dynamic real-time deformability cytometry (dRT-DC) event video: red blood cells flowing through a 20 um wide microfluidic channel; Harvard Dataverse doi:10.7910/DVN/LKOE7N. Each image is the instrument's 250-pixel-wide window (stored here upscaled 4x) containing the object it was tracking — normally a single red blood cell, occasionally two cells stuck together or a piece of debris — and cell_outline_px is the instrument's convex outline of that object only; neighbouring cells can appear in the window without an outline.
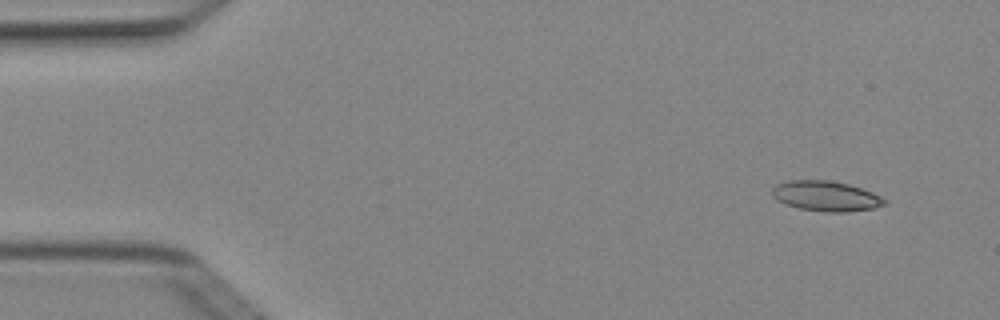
{"species": "Egyptian fruit bat (a non-hibernating species)", "species_latin": "Rousettus aegyptiacus", "temperature_condition": "cold", "stored_images_in_passage": 3, "camera_frame_rate_fps": 3000, "um_per_image_px": 0.085, "animal": {"sex": "female"}, "frame": {"image": 1, "passage_image": 1, "time_ms": 0.0, "image_size_px": [1000, 320], "cell_outline_px": [[888, 200], [884, 204], [872, 208], [848, 212], [824, 212], [800, 208], [776, 200], [772, 196], [772, 188], [776, 184], [788, 180], [828, 180], [848, 184], [872, 192]], "centroid_in_image_um": [70.18, 16.66], "position_along_channel_um": 14.8, "area_um2": 19.65}}